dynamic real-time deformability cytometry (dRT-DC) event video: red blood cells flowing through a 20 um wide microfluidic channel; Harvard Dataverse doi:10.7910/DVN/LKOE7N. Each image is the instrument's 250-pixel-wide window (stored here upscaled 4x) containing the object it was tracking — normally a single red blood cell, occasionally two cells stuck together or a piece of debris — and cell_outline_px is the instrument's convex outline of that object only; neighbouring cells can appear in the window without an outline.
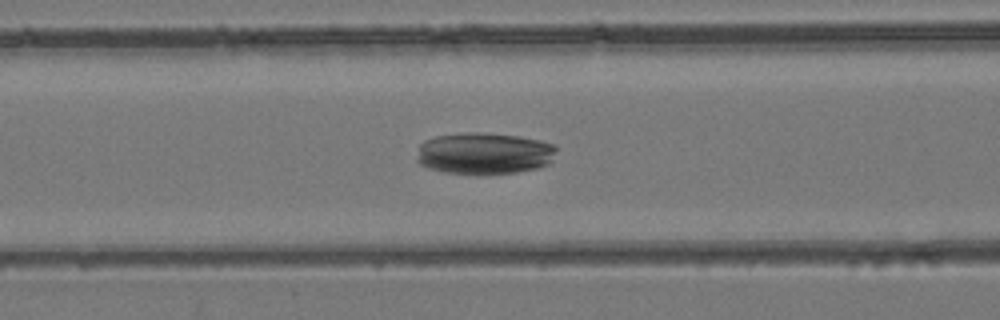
{"species": "common noctule bat (a hibernating species)", "species_latin": "Nyctalus noctula", "temperature_condition": "room temperature", "stored_images_in_passage": 29, "camera_frame_rate_fps": 3000, "um_per_image_px": 0.085, "animal": {"sex": "female", "body_mass_g": 24.6, "forearm_length_mm": 56.2}, "frame": {"image": 1, "passage_image": 5, "time_ms": 1.333, "image_size_px": [1000, 320], "cell_outline_px": [[556, 148], [548, 164], [536, 168], [516, 172], [444, 172], [428, 168], [420, 164], [416, 160], [420, 144], [424, 140], [436, 136], [464, 132], [480, 132], [520, 136], [540, 140], [556, 144]], "centroid_in_image_um": [41.13, 13.0], "position_along_channel_um": 125.5, "area_um2": 33.47}}
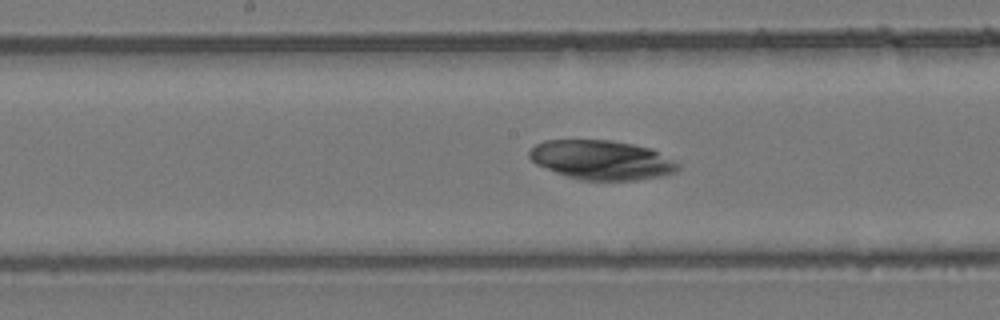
{"frame": {"image": 2, "passage_image": 10, "time_ms": 3.0, "image_size_px": [1000, 320], "cell_outline_px": [[680, 168], [676, 172], [660, 176], [636, 180], [580, 180], [556, 172], [536, 164], [528, 156], [528, 152], [536, 144], [544, 140], [612, 140], [652, 148], [680, 164]], "centroid_in_image_um": [51.15, 13.59], "position_along_channel_um": 197.1, "area_um2": 34.04}}